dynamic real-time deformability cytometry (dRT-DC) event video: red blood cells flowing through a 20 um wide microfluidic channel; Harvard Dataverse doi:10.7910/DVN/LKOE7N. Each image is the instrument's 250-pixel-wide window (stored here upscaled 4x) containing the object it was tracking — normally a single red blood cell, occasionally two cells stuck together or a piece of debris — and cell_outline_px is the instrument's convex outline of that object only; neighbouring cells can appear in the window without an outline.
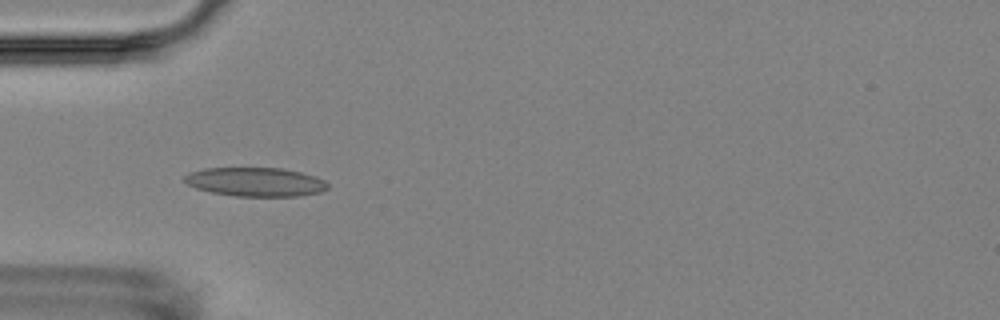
{"species": "Egyptian fruit bat (a non-hibernating species)", "species_latin": "Rousettus aegyptiacus", "temperature_condition": "room temperature", "stored_images_in_passage": 11, "camera_frame_rate_fps": 3000, "um_per_image_px": 0.085, "animal": {"sex": "female"}, "frame": {"image": 1, "passage_image": 1, "time_ms": 0.0, "image_size_px": [1000, 320], "cell_outline_px": [[328, 188], [320, 192], [296, 196], [232, 196], [212, 192], [196, 188], [188, 184], [184, 180], [184, 176], [192, 172], [204, 168], [284, 168], [300, 172], [324, 180], [328, 184]], "centroid_in_image_um": [21.71, 15.46], "position_along_channel_um": 63.3, "area_um2": 23.93}}
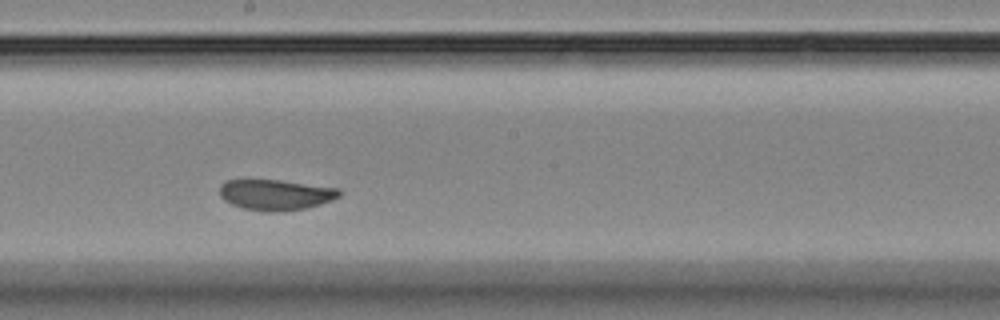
{"frame": {"image": 2, "passage_image": 5, "time_ms": 4.667, "image_size_px": [1000, 320], "cell_outline_px": [[344, 192], [340, 196], [332, 200], [308, 208], [280, 212], [264, 212], [244, 208], [232, 204], [224, 200], [220, 196], [220, 184], [224, 180], [244, 176], [280, 180], [340, 188]], "centroid_in_image_um": [23.38, 16.51], "position_along_channel_um": 224.8, "area_um2": 22.48}}
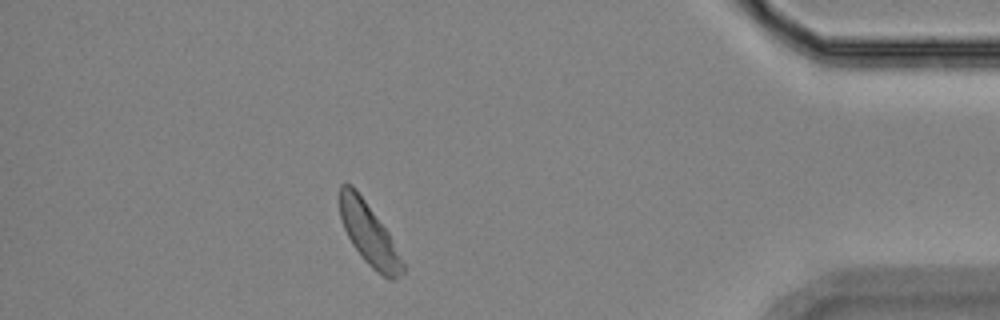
{"frame": {"image": 3, "passage_image": 10, "time_ms": 11.0, "image_size_px": [1000, 320], "cell_outline_px": [[404, 272], [396, 280], [388, 280], [376, 272], [364, 260], [352, 244], [344, 228], [340, 216], [340, 184], [352, 184], [356, 188], [388, 232], [404, 264]], "centroid_in_image_um": [31.37, 19.92], "position_along_channel_um": 403.8, "area_um2": 22.48}, "authors_computed_cell_mechanics": {"area_um2": 22.3686, "velocity_mm_per_s": 3.4854, "shape_relaxation_time_tau1_ms": 1.032, "shape_relaxation_time_tau2_ms": null, "deformation_change_tau1": 0.0615, "deformation_change_tau2": null}}